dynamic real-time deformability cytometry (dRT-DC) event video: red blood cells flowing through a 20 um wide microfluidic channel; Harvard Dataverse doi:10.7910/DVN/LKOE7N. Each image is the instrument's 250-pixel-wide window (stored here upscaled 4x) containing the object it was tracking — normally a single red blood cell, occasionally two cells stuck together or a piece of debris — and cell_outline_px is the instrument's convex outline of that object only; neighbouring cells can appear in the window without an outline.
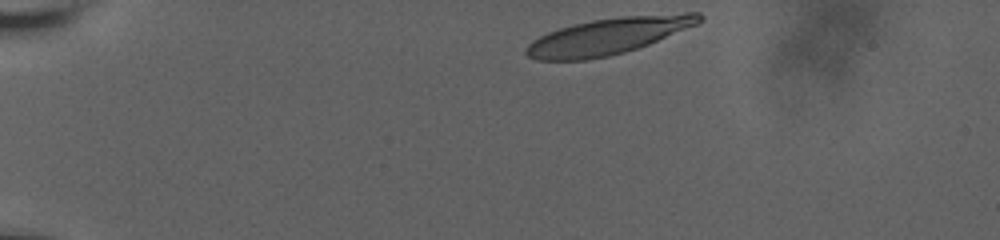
{"species": "human", "species_latin": "Homo sapiens", "temperature_condition": "room temperature", "stored_images_in_passage": 41, "camera_frame_rate_fps": 3000, "um_per_image_px": 0.085, "donor": {"sex": "male"}, "frame": {"image": 1, "passage_image": 1, "time_ms": 0.0, "image_size_px": [1000, 240], "cell_outline_px": [[704, 20], [696, 24], [648, 44], [624, 52], [608, 56], [584, 60], [536, 60], [528, 56], [524, 52], [524, 48], [532, 40], [548, 32], [572, 24], [592, 20], [624, 16], [684, 12], [700, 12], [704, 16]], "centroid_in_image_um": [51.69, 3.06], "position_along_channel_um": 33.3, "area_um2": 36.65}}
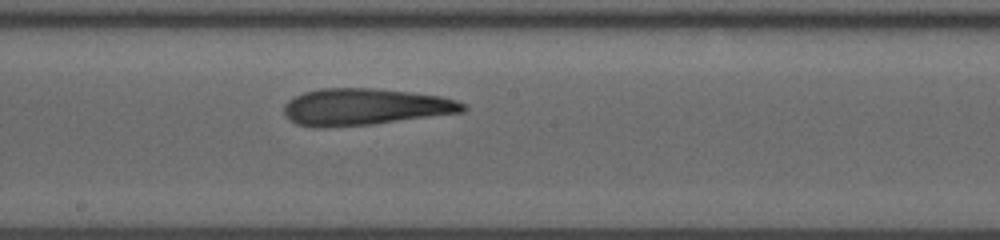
{"frame": {"image": 2, "passage_image": 23, "time_ms": 7.333, "image_size_px": [1000, 240], "cell_outline_px": [[468, 108], [464, 112], [372, 124], [324, 128], [316, 128], [296, 124], [288, 120], [284, 116], [284, 104], [288, 100], [304, 92], [320, 88], [372, 88], [412, 92], [440, 96], [456, 100], [468, 104]], "centroid_in_image_um": [31.01, 9.09], "position_along_channel_um": 217.2, "area_um2": 38.67}}
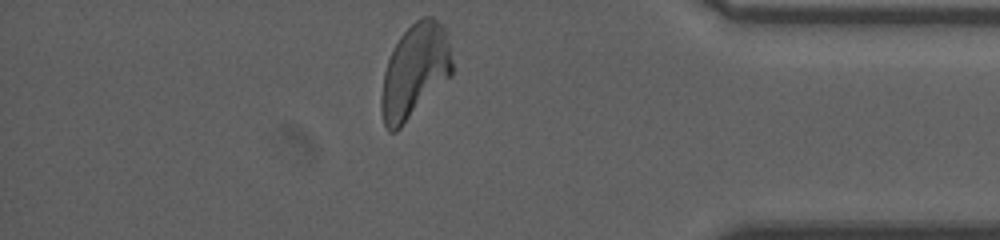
{"frame": {"image": 3, "passage_image": 40, "time_ms": 13.0, "image_size_px": [1000, 240], "cell_outline_px": [[452, 76], [396, 132], [388, 132], [384, 124], [380, 108], [380, 100], [384, 72], [388, 60], [400, 36], [416, 20], [424, 16], [432, 16], [444, 24], [448, 32], [452, 60]], "centroid_in_image_um": [35.28, 6.04], "position_along_channel_um": 399.9, "area_um2": 39.13}, "authors_computed_cell_mechanics": {"area_um2": 38.0902, "velocity_mm_per_s": 3.6516, "shape_relaxation_time_tau1_ms": 10.3117, "shape_relaxation_time_tau2_ms": 2.3943, "deformation_change_tau1": 0.2788, "deformation_change_tau2": 0.1207}}